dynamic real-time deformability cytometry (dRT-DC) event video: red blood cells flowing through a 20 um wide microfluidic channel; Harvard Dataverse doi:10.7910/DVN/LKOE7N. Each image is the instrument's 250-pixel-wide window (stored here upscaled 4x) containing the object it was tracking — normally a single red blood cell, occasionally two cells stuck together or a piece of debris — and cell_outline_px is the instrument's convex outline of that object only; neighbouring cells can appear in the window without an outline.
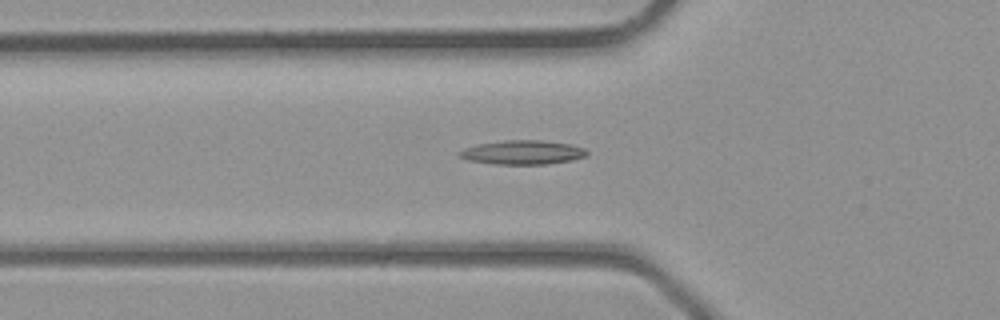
{"species": "common noctule bat (a hibernating species)", "species_latin": "Nyctalus noctula", "temperature_condition": "room temperature", "stored_images_in_passage": 24, "camera_frame_rate_fps": 3000, "um_per_image_px": 0.085, "animal": {"sex": "male", "body_mass_g": 23.1, "forearm_length_mm": 52.7}, "frame": {"image": 1, "passage_image": 3, "time_ms": 0.667, "image_size_px": [1000, 320], "cell_outline_px": [[588, 156], [572, 160], [548, 164], [496, 164], [468, 160], [456, 156], [456, 152], [464, 148], [476, 144], [504, 140], [540, 140], [572, 144], [584, 148], [588, 152]], "centroid_in_image_um": [44.4, 12.95], "position_along_channel_um": 81.4, "area_um2": 18.15}}
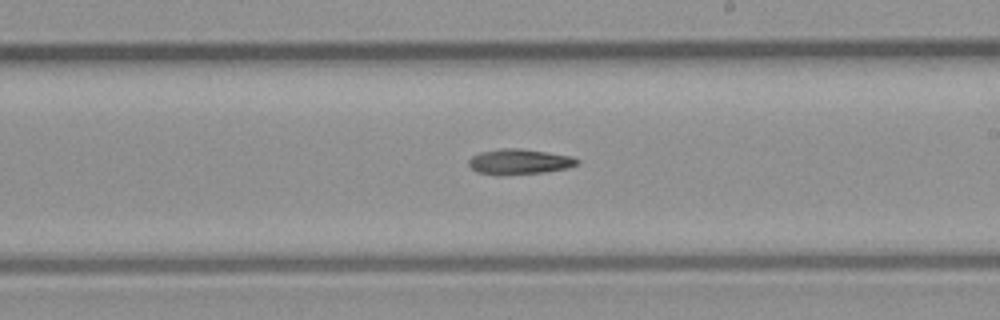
{"frame": {"image": 2, "passage_image": 12, "time_ms": 3.667, "image_size_px": [1000, 320], "cell_outline_px": [[580, 160], [576, 164], [568, 168], [544, 172], [504, 176], [496, 176], [476, 172], [468, 164], [468, 160], [472, 156], [480, 152], [500, 148], [520, 148], [572, 156]], "centroid_in_image_um": [44.1, 13.76], "position_along_channel_um": 244.9, "area_um2": 16.3}}
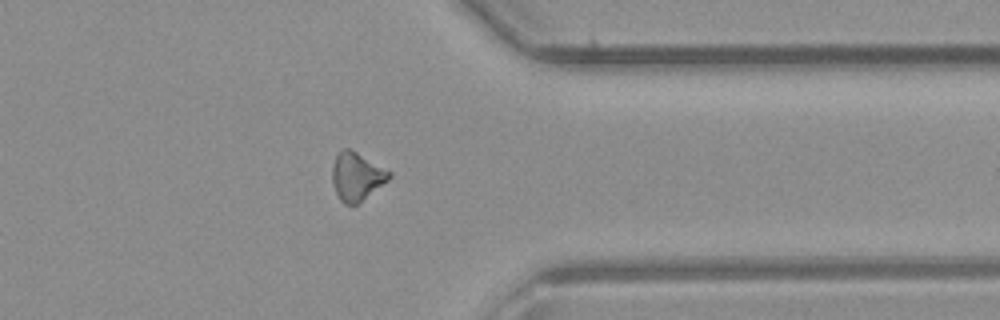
{"frame": {"image": 3, "passage_image": 20, "time_ms": 6.333, "image_size_px": [1000, 320], "cell_outline_px": [[392, 176], [388, 180], [356, 204], [344, 204], [340, 200], [332, 184], [332, 164], [336, 156], [344, 148], [348, 148], [356, 152], [392, 172]], "centroid_in_image_um": [30.3, 14.99], "position_along_channel_um": 381.1, "area_um2": 15.66}}